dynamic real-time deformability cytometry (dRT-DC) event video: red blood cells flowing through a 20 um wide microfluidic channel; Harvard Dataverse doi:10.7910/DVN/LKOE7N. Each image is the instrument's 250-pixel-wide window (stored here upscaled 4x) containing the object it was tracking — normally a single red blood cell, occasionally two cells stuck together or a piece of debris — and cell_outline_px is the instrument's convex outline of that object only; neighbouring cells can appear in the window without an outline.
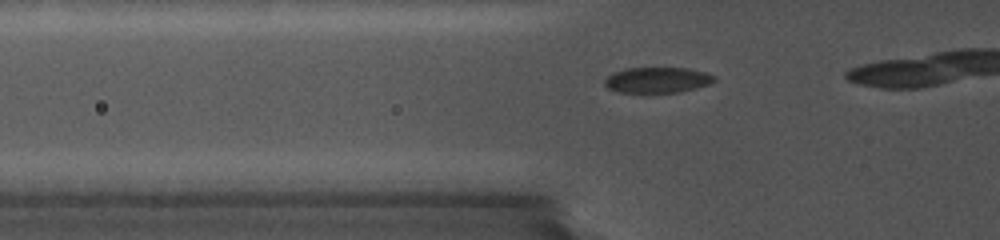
{"species": "common noctule bat (a hibernating species)", "species_latin": "Nyctalus noctula", "temperature_condition": "cold", "stored_images_in_passage": 9, "camera_frame_rate_fps": 5000, "um_per_image_px": 0.085, "animal": {"sex": "female", "body_mass_g": 19.0, "forearm_length_mm": 56.7}, "frame": {"image": 1, "passage_image": 3, "time_ms": 1.0, "image_size_px": [1000, 240], "cell_outline_px": [[716, 80], [712, 84], [680, 92], [616, 92], [608, 88], [604, 84], [604, 80], [608, 76], [624, 68], [688, 68], [704, 72], [716, 76]], "centroid_in_image_um": [55.91, 6.8], "position_along_channel_um": 69.9, "area_um2": 16.42}}
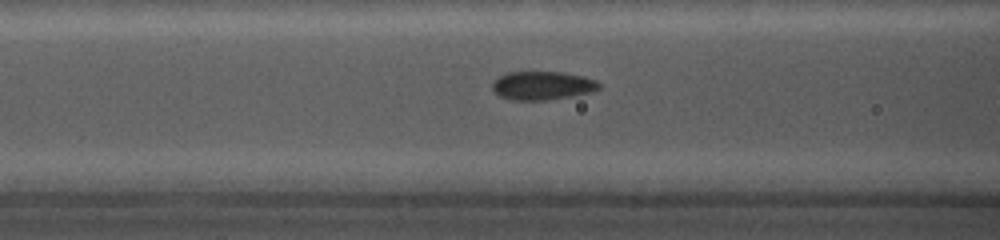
{"frame": {"image": 2, "passage_image": 7, "time_ms": 2.4, "image_size_px": [1000, 240], "cell_outline_px": [[600, 88], [568, 96], [544, 100], [512, 100], [500, 96], [492, 88], [492, 84], [500, 76], [508, 72], [560, 72], [580, 76], [592, 80], [600, 84]], "centroid_in_image_um": [46.02, 7.27], "position_along_channel_um": 120.6, "area_um2": 17.05}}